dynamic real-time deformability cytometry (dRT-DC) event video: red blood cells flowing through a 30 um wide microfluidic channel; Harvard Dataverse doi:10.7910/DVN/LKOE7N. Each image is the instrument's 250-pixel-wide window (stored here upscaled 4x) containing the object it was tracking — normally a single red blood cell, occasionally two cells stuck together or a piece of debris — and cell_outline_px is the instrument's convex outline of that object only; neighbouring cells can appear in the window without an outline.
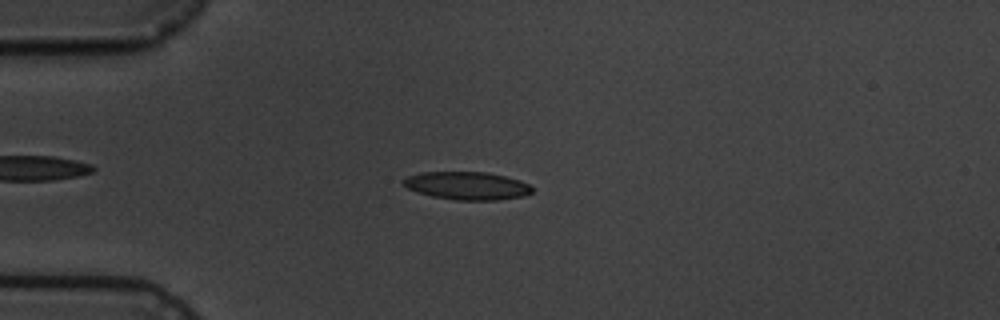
{"species": "common noctule bat (a hibernating species)", "species_latin": "Nyctalus noctula", "temperature_condition": "cold", "stored_images_in_passage": 10, "camera_frame_rate_fps": 3000, "um_per_image_px": 0.085, "animal": {"sex": "male", "body_mass_g": 19.5, "forearm_length_mm": 54.6}, "frame": {"image": 1, "passage_image": 4, "time_ms": 3.333, "image_size_px": [1000, 320], "cell_outline_px": [[532, 192], [524, 196], [496, 200], [456, 200], [432, 196], [416, 192], [408, 188], [400, 180], [408, 176], [420, 172], [488, 172], [520, 180], [528, 184], [532, 188]], "centroid_in_image_um": [39.68, 15.78], "position_along_channel_um": 45.3, "area_um2": 20.98}}
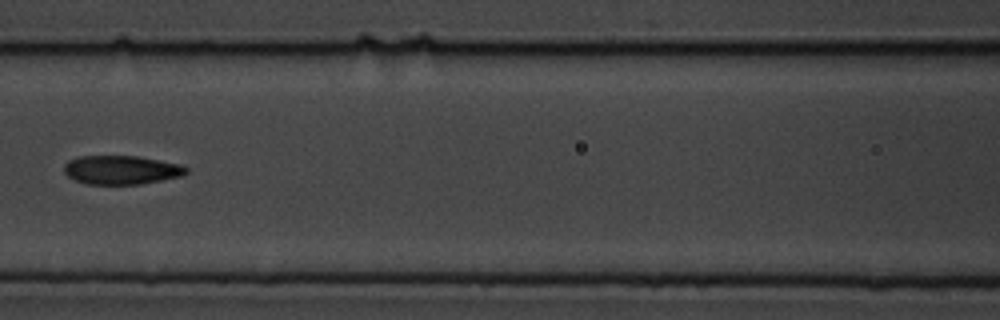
{"frame": {"image": 2, "passage_image": 7, "time_ms": 7.0, "image_size_px": [1000, 320], "cell_outline_px": [[188, 172], [184, 176], [140, 184], [84, 184], [72, 180], [64, 172], [64, 164], [68, 160], [76, 156], [136, 156], [180, 164], [188, 168]], "centroid_in_image_um": [10.29, 14.45], "position_along_channel_um": 156.3, "area_um2": 20.75}}
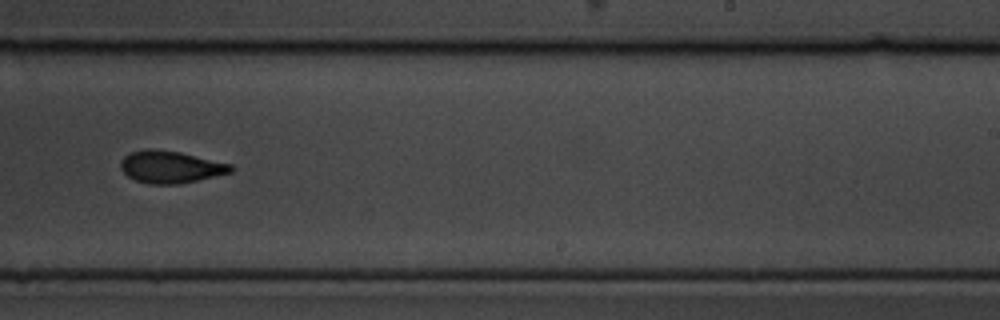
{"frame": {"image": 3, "passage_image": 10, "time_ms": 10.333, "image_size_px": [1000, 320], "cell_outline_px": [[236, 168], [232, 172], [180, 184], [148, 184], [136, 180], [128, 176], [120, 168], [120, 160], [124, 156], [132, 152], [148, 148], [152, 148], [180, 152], [232, 164]], "centroid_in_image_um": [14.5, 14.19], "position_along_channel_um": 274.5, "area_um2": 20.75}}